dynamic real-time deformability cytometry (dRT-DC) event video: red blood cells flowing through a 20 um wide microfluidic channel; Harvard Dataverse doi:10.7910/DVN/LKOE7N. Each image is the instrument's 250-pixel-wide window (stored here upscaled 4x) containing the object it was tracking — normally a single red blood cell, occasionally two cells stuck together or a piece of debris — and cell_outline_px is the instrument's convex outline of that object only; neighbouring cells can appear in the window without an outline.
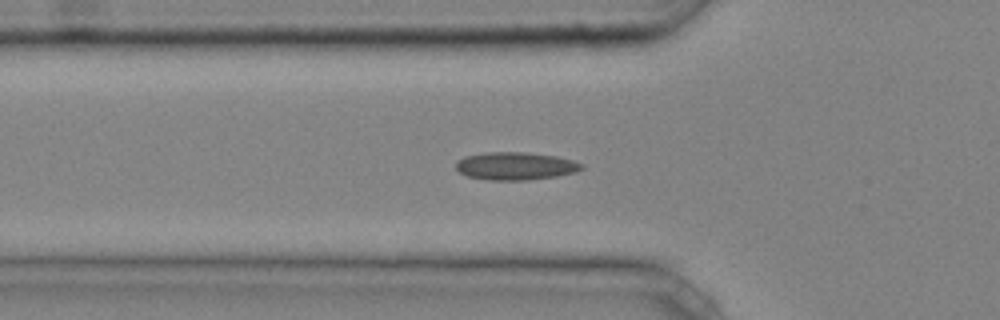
{"species": "common noctule bat (a hibernating species)", "species_latin": "Nyctalus noctula", "temperature_condition": "cold", "stored_images_in_passage": 40, "camera_frame_rate_fps": 3000, "um_per_image_px": 0.085, "animal": {"sex": "male", "body_mass_g": 20.4}, "frame": {"image": 1, "passage_image": 12, "time_ms": 3.667, "image_size_px": [1000, 320], "cell_outline_px": [[584, 168], [576, 172], [556, 176], [528, 180], [488, 180], [468, 176], [460, 172], [456, 168], [456, 160], [464, 156], [484, 152], [528, 152], [556, 156], [572, 160], [584, 164]], "centroid_in_image_um": [43.81, 14.1], "position_along_channel_um": 82.0, "area_um2": 20.52}}
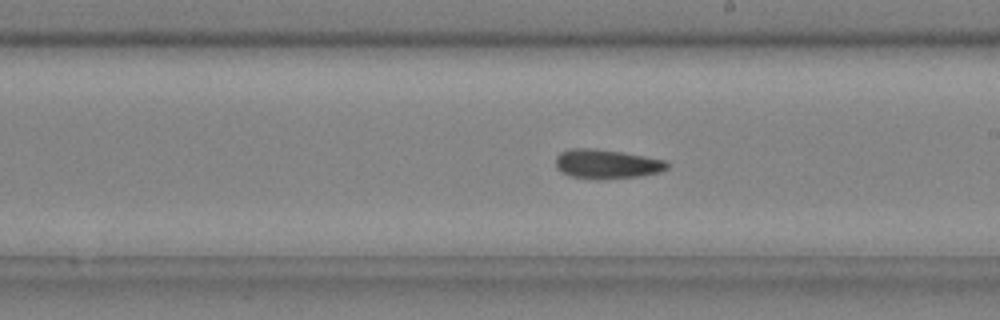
{"frame": {"image": 2, "passage_image": 23, "time_ms": 7.333, "image_size_px": [1000, 320], "cell_outline_px": [[668, 168], [660, 172], [640, 176], [596, 180], [572, 176], [560, 172], [556, 168], [556, 156], [560, 152], [568, 148], [596, 148], [644, 156], [664, 160], [668, 164]], "centroid_in_image_um": [51.52, 13.94], "position_along_channel_um": 237.5, "area_um2": 19.13}}